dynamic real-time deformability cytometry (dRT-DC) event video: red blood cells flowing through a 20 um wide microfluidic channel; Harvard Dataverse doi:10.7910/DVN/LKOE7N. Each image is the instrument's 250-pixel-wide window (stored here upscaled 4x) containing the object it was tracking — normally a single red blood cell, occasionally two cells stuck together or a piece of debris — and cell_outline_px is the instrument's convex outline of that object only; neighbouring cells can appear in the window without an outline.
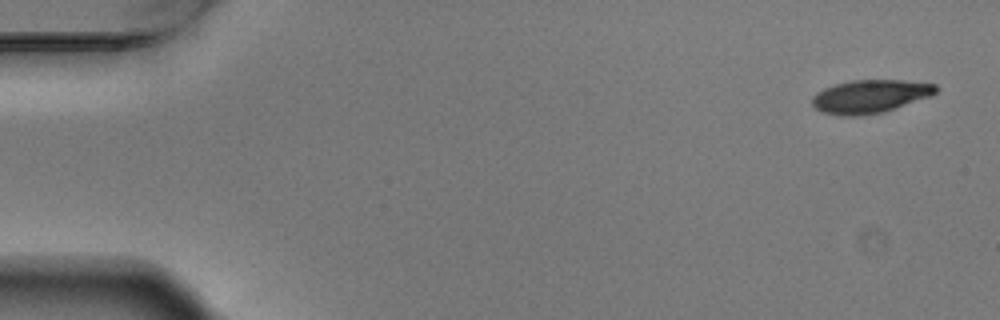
{"species": "Egyptian fruit bat (a non-hibernating species)", "species_latin": "Rousettus aegyptiacus", "temperature_condition": "warm", "stored_images_in_passage": 6, "camera_frame_rate_fps": 3000, "um_per_image_px": 0.085, "animal": {"sex": "male"}, "frame": {"image": 1, "passage_image": 1, "time_ms": 0.0, "image_size_px": [1000, 320], "cell_outline_px": [[936, 92], [928, 96], [884, 112], [860, 116], [840, 116], [824, 112], [816, 108], [812, 104], [812, 96], [816, 92], [824, 88], [836, 84], [852, 80], [904, 80], [936, 84]], "centroid_in_image_um": [73.91, 8.19], "position_along_channel_um": 11.1, "area_um2": 23.76}}
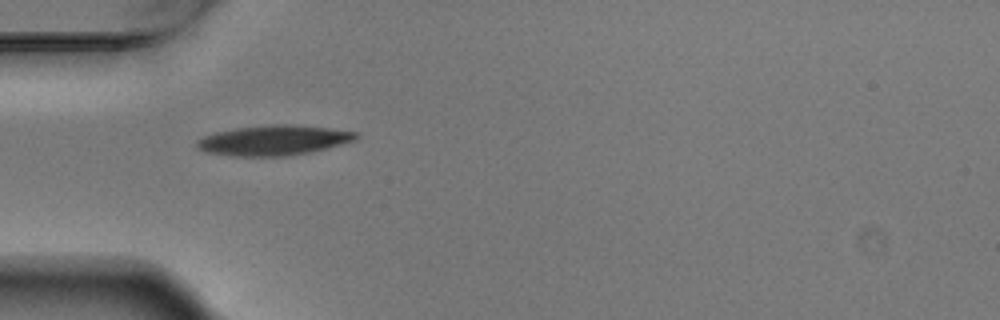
{"frame": {"image": 2, "passage_image": 5, "time_ms": 1.333, "image_size_px": [1000, 320], "cell_outline_px": [[360, 136], [356, 140], [312, 152], [288, 156], [232, 156], [204, 152], [196, 148], [196, 140], [204, 136], [216, 132], [236, 128], [272, 124], [292, 124], [328, 128], [360, 132]], "centroid_in_image_um": [23.27, 11.93], "position_along_channel_um": 61.7, "area_um2": 28.15}}
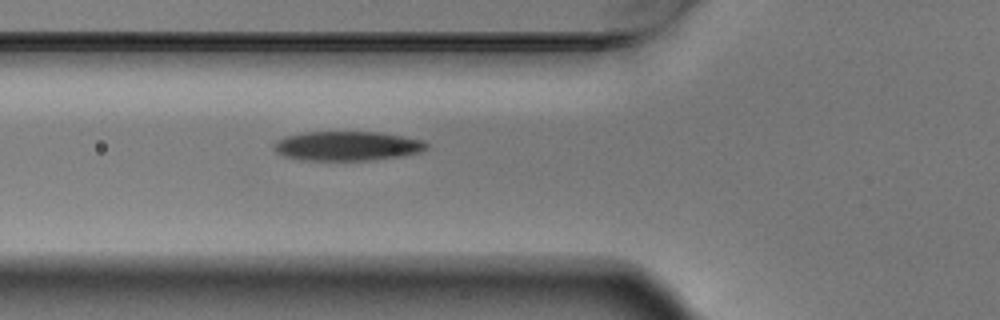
{"frame": {"image": 3, "passage_image": 6, "time_ms": 1.667, "image_size_px": [1000, 320], "cell_outline_px": [[428, 144], [420, 152], [400, 156], [372, 160], [304, 160], [284, 156], [276, 152], [272, 144], [276, 140], [288, 136], [304, 132], [376, 132], [424, 140]], "centroid_in_image_um": [29.47, 12.41], "position_along_channel_um": 96.3, "area_um2": 25.89}}